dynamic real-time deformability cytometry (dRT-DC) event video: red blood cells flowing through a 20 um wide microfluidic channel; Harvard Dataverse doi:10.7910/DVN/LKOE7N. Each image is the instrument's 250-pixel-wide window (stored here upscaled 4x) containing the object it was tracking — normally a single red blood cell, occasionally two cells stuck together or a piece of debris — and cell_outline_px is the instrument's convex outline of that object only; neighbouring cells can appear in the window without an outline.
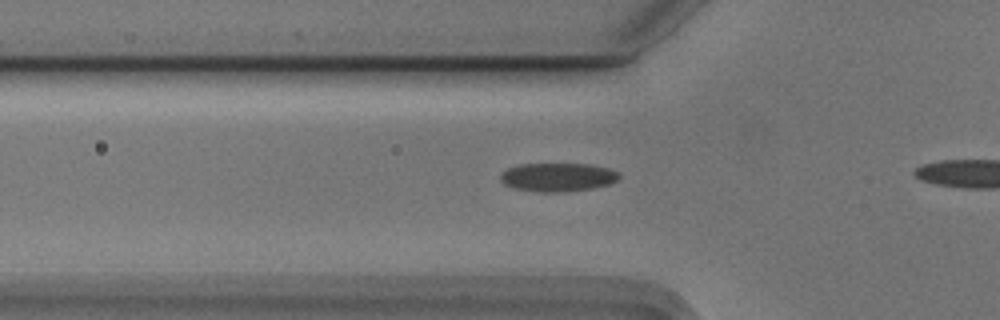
{"species": "Egyptian fruit bat (a non-hibernating species)", "species_latin": "Rousettus aegyptiacus", "temperature_condition": "cold", "stored_images_in_passage": 16, "camera_frame_rate_fps": 3000, "um_per_image_px": 0.085, "animal": {"sex": "male"}, "frame": {"image": 1, "passage_image": 7, "time_ms": 2.0, "image_size_px": [1000, 320], "cell_outline_px": [[620, 176], [616, 180], [608, 184], [592, 188], [564, 192], [540, 192], [516, 188], [504, 184], [500, 180], [500, 176], [508, 168], [520, 164], [588, 164], [608, 168], [620, 172]], "centroid_in_image_um": [47.42, 15.05], "position_along_channel_um": 78.4, "area_um2": 19.59}}
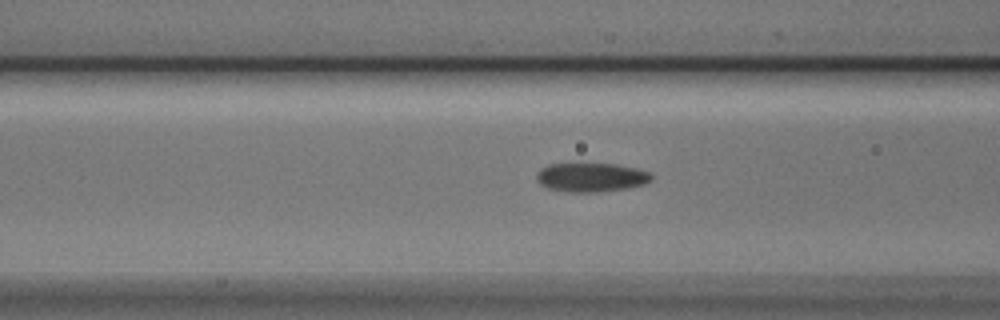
{"frame": {"image": 2, "passage_image": 10, "time_ms": 3.0, "image_size_px": [1000, 320], "cell_outline_px": [[652, 180], [644, 184], [624, 188], [596, 192], [568, 192], [548, 188], [540, 184], [536, 180], [536, 172], [540, 168], [548, 164], [616, 164], [636, 168], [648, 172], [652, 176]], "centroid_in_image_um": [50.2, 15.07], "position_along_channel_um": 116.4, "area_um2": 19.31}}
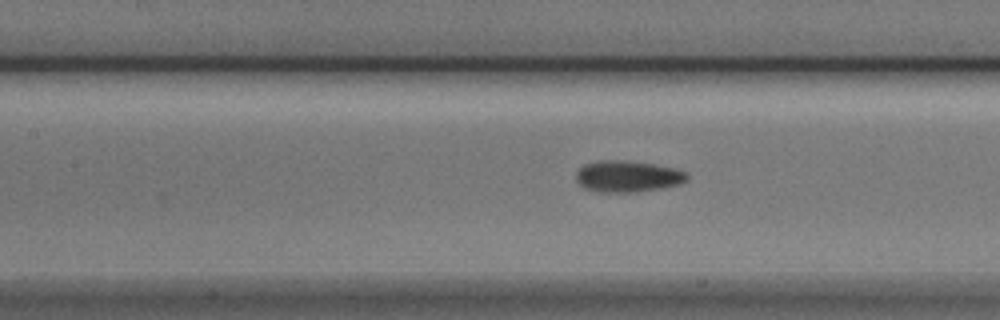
{"frame": {"image": 3, "passage_image": 13, "time_ms": 4.0, "image_size_px": [1000, 320], "cell_outline_px": [[688, 180], [680, 184], [660, 188], [636, 192], [600, 192], [584, 188], [576, 180], [576, 172], [584, 164], [600, 160], [620, 160], [652, 164], [672, 168], [684, 172], [688, 176]], "centroid_in_image_um": [53.31, 15.0], "position_along_channel_um": 154.1, "area_um2": 20.11}}